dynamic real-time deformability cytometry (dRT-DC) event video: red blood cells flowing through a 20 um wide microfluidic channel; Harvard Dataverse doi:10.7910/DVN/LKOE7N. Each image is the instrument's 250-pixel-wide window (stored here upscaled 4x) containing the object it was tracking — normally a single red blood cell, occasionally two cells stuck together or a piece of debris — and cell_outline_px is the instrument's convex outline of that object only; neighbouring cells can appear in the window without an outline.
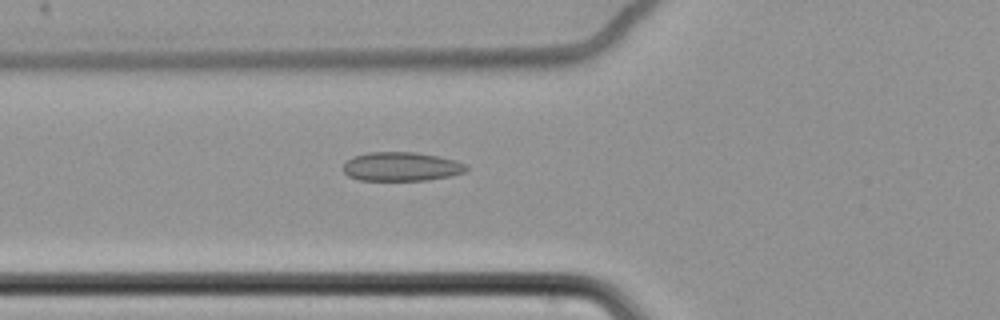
{"species": "common noctule bat (a hibernating species)", "species_latin": "Nyctalus noctula", "temperature_condition": "cold", "stored_images_in_passage": 62, "camera_frame_rate_fps": 3000, "um_per_image_px": 0.085, "animal": {"sex": "female", "body_mass_g": 22.7, "forearm_length_mm": 54.2}, "frame": {"image": 1, "passage_image": 25, "time_ms": 8.0, "image_size_px": [1000, 320], "cell_outline_px": [[468, 168], [464, 172], [448, 176], [428, 180], [360, 180], [348, 176], [344, 172], [344, 164], [352, 156], [368, 152], [412, 152], [436, 156], [456, 160], [468, 164]], "centroid_in_image_um": [34.11, 14.16], "position_along_channel_um": 91.7, "area_um2": 20.69}}
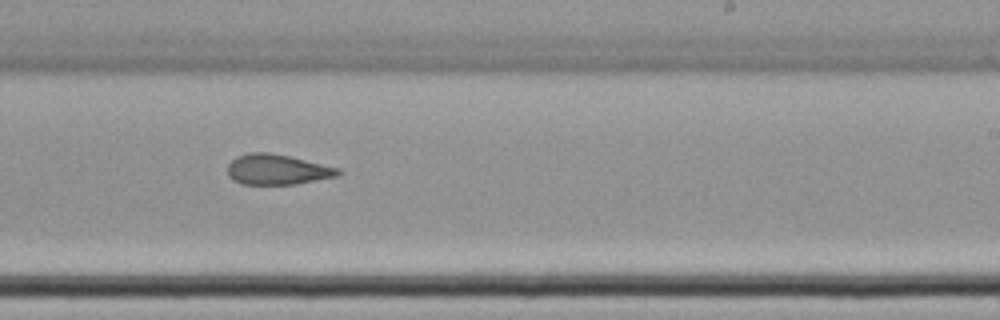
{"frame": {"image": 2, "passage_image": 40, "time_ms": 13.0, "image_size_px": [1000, 320], "cell_outline_px": [[344, 172], [340, 176], [296, 184], [244, 184], [232, 180], [228, 176], [228, 164], [236, 156], [248, 152], [268, 152], [288, 156], [340, 168]], "centroid_in_image_um": [23.59, 14.41], "position_along_channel_um": 265.4, "area_um2": 19.71}}
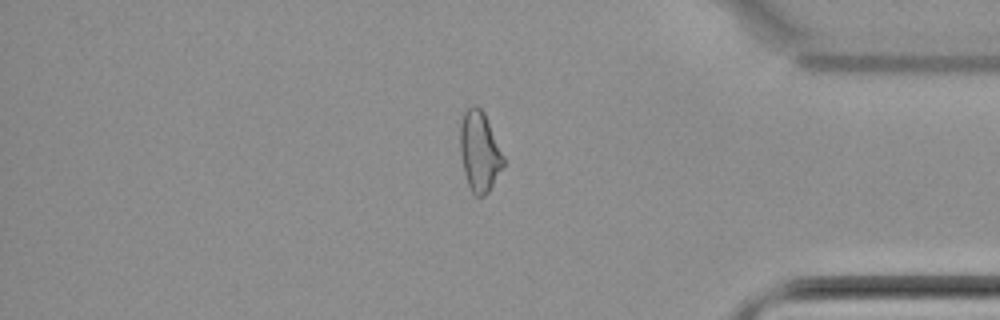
{"frame": {"image": 3, "passage_image": 53, "time_ms": 17.333, "image_size_px": [1000, 320], "cell_outline_px": [[504, 164], [488, 192], [484, 196], [476, 196], [472, 192], [468, 184], [464, 172], [460, 156], [460, 124], [464, 112], [472, 104], [476, 104], [484, 112], [504, 156]], "centroid_in_image_um": [40.74, 12.85], "position_along_channel_um": 394.5, "area_um2": 20.17}, "authors_computed_cell_mechanics": {"area_um2": 21.4438, "velocity_mm_per_s": 3.4749, "shape_relaxation_time_tau1_ms": null, "shape_relaxation_time_tau2_ms": 4.509, "deformation_change_tau1": null, "deformation_change_tau2": 0.1158}}